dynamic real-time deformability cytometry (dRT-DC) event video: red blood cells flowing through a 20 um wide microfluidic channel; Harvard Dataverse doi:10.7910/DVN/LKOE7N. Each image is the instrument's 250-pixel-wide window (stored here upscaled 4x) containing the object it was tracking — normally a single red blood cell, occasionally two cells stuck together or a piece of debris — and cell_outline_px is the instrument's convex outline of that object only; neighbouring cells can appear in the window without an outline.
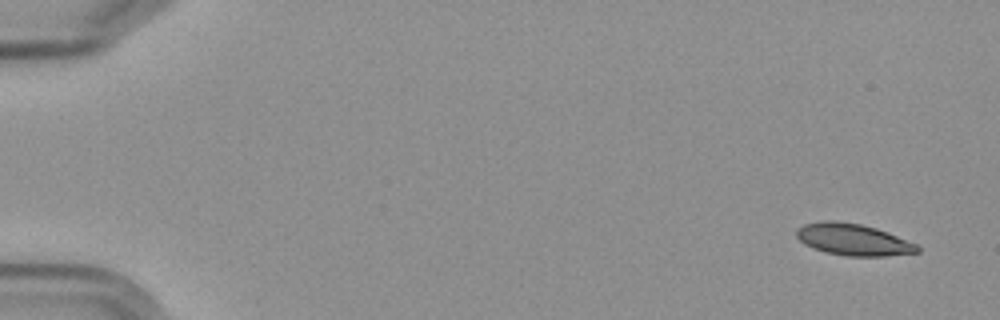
{"species": "Egyptian fruit bat (a non-hibernating species)", "species_latin": "Rousettus aegyptiacus", "temperature_condition": "cold", "stored_images_in_passage": 5, "camera_frame_rate_fps": 3000, "um_per_image_px": 0.085, "frame": {"image": 1, "passage_image": 1, "time_ms": 0.0, "image_size_px": [1000, 320], "cell_outline_px": [[920, 252], [884, 256], [848, 256], [824, 252], [812, 248], [804, 244], [796, 236], [796, 228], [804, 224], [824, 220], [836, 220], [860, 224], [876, 228], [888, 232], [916, 244], [920, 248]], "centroid_in_image_um": [72.49, 20.36], "position_along_channel_um": 12.5, "area_um2": 22.43}}
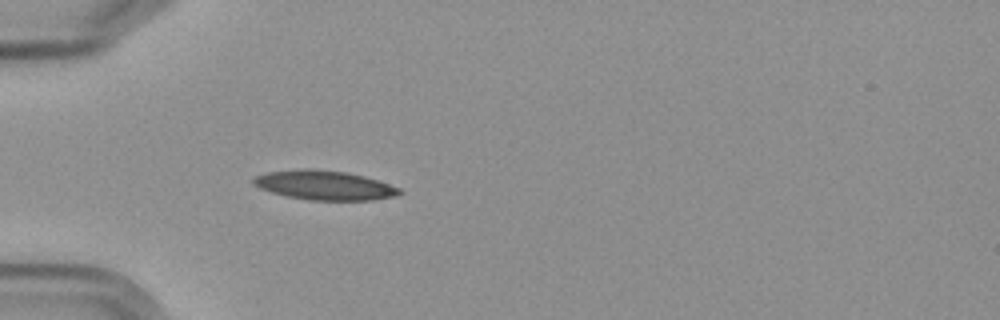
{"frame": {"image": 2, "passage_image": 5, "time_ms": 5.0, "image_size_px": [1000, 320], "cell_outline_px": [[404, 192], [396, 196], [372, 200], [308, 200], [288, 196], [272, 192], [260, 188], [252, 184], [252, 180], [256, 176], [268, 172], [300, 168], [308, 168], [348, 172], [364, 176], [400, 188]], "centroid_in_image_um": [27.58, 15.74], "position_along_channel_um": 57.4, "area_um2": 24.97}}